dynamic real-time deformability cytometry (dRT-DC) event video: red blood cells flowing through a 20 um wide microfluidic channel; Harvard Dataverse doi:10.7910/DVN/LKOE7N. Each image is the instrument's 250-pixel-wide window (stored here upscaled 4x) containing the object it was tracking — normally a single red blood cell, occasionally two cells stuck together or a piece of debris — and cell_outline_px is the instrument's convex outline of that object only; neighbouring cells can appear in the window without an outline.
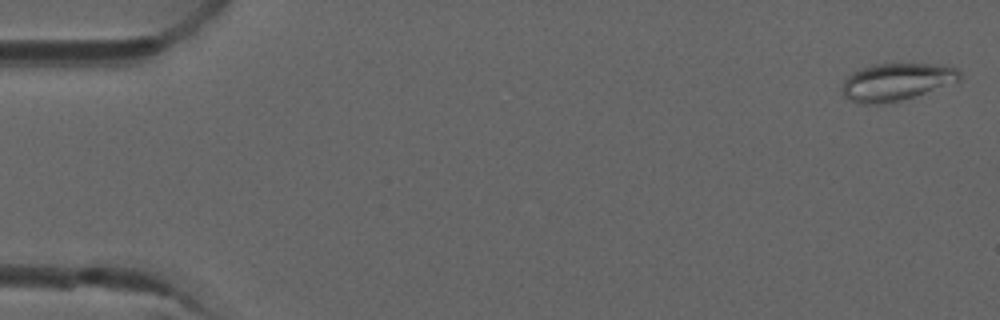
{"species": "common noctule bat (a hibernating species)", "species_latin": "Nyctalus noctula", "temperature_condition": "room temperature", "stored_images_in_passage": 5, "camera_frame_rate_fps": 3000, "um_per_image_px": 0.085, "animal": {"sex": "male", "forearm_length_mm": 52.5}, "frame": {"image": 1, "passage_image": 1, "time_ms": 0.0, "image_size_px": [1000, 320], "cell_outline_px": [[960, 80], [900, 100], [876, 104], [864, 104], [852, 100], [844, 96], [840, 88], [844, 80], [852, 72], [860, 68], [872, 64], [932, 64], [956, 68], [960, 72]], "centroid_in_image_um": [76.12, 6.94], "position_along_channel_um": 8.9, "area_um2": 25.09}}
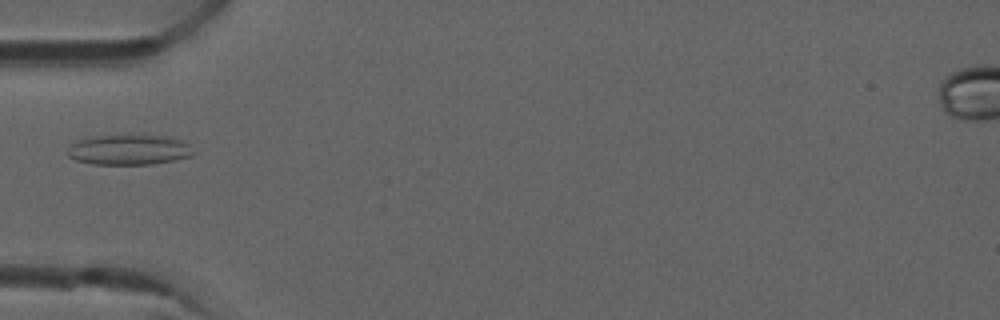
{"frame": {"image": 2, "passage_image": 5, "time_ms": 1.333, "image_size_px": [1000, 320], "cell_outline_px": [[196, 152], [192, 156], [176, 160], [152, 164], [92, 164], [76, 160], [68, 156], [68, 148], [72, 144], [80, 140], [96, 136], [164, 136], [180, 140], [188, 144]], "centroid_in_image_um": [11.0, 12.75], "position_along_channel_um": 74.0, "area_um2": 21.85}}